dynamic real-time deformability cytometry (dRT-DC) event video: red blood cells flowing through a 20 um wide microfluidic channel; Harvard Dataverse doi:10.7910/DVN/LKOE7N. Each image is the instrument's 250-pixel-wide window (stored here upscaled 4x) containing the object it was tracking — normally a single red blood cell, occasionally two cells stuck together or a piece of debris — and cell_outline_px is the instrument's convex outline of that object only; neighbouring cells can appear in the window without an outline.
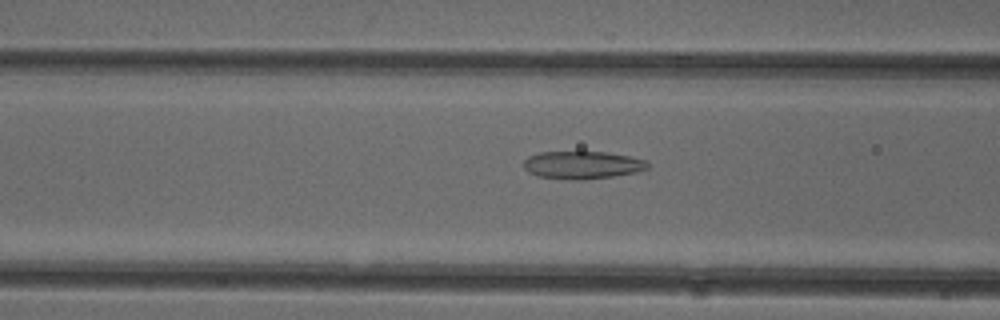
{"species": "common noctule bat (a hibernating species)", "species_latin": "Nyctalus noctula", "temperature_condition": "cold", "stored_images_in_passage": 51, "camera_frame_rate_fps": 3000, "um_per_image_px": 0.085, "animal": {"sex": "female"}, "frame": {"image": 1, "passage_image": 19, "time_ms": 6.0, "image_size_px": [1000, 320], "cell_outline_px": [[648, 168], [636, 172], [612, 176], [580, 180], [572, 180], [540, 176], [528, 172], [524, 168], [524, 160], [528, 156], [540, 152], [608, 152], [628, 156], [644, 160], [648, 164]], "centroid_in_image_um": [49.47, 14.02], "position_along_channel_um": 117.1, "area_um2": 19.83}}
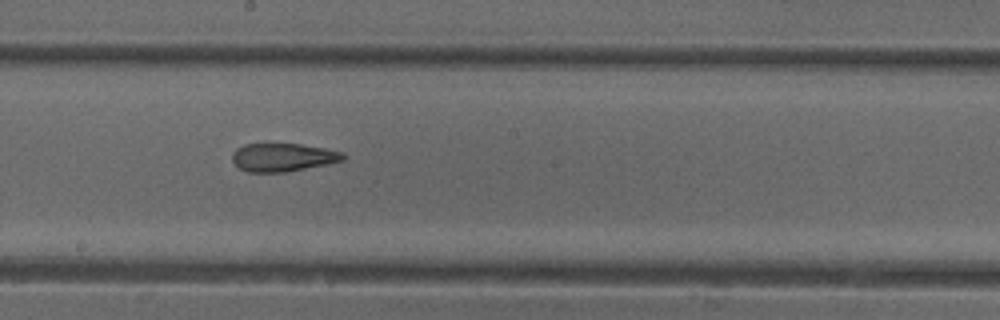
{"frame": {"image": 2, "passage_image": 27, "time_ms": 8.667, "image_size_px": [1000, 320], "cell_outline_px": [[344, 160], [284, 172], [248, 172], [240, 168], [232, 160], [232, 152], [236, 148], [244, 144], [300, 144], [324, 148], [344, 152]], "centroid_in_image_um": [24.01, 13.36], "position_along_channel_um": 224.2, "area_um2": 17.98}}
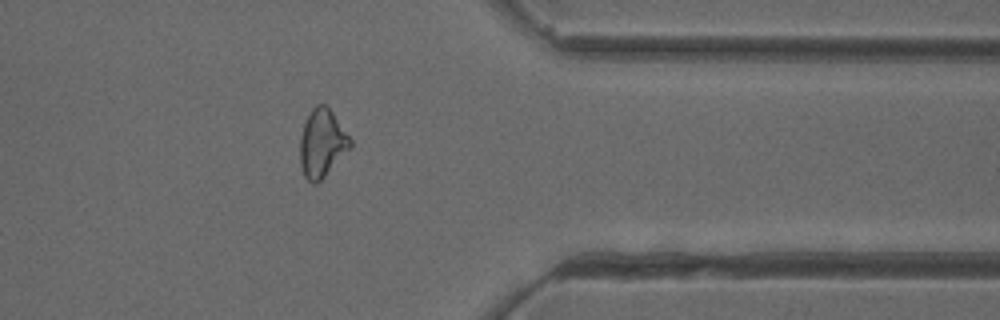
{"frame": {"image": 3, "passage_image": 40, "time_ms": 13.0, "image_size_px": [1000, 320], "cell_outline_px": [[352, 144], [324, 176], [316, 184], [312, 184], [304, 176], [300, 164], [300, 136], [304, 124], [312, 108], [316, 104], [324, 104], [332, 112], [352, 140]], "centroid_in_image_um": [27.34, 12.17], "position_along_channel_um": 384.1, "area_um2": 19.42}}